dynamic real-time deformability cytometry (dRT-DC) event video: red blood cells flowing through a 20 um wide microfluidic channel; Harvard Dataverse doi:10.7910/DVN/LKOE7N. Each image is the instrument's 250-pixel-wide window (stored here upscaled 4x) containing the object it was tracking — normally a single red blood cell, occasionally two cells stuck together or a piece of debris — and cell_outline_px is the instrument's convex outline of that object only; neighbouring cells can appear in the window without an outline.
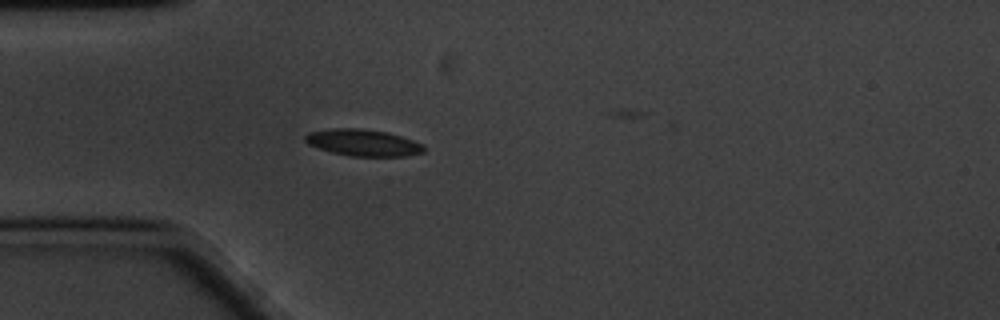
{"species": "common noctule bat (a hibernating species)", "species_latin": "Nyctalus noctula", "temperature_condition": "cold", "stored_images_in_passage": 34, "camera_frame_rate_fps": 3000, "um_per_image_px": 0.085, "animal": {"sex": "male", "body_mass_g": 20.1, "forearm_length_mm": 53.5}, "frame": {"image": 1, "passage_image": 1, "time_ms": 0.0, "image_size_px": [1000, 320], "cell_outline_px": [[424, 152], [408, 156], [348, 156], [332, 152], [308, 144], [304, 140], [304, 136], [308, 132], [332, 128], [360, 128], [388, 132], [424, 144]], "centroid_in_image_um": [30.86, 12.12], "position_along_channel_um": 54.1, "area_um2": 18.5}}
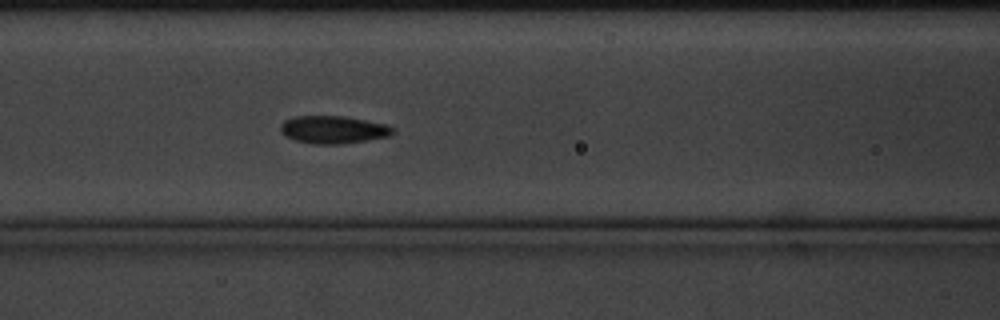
{"frame": {"image": 2, "passage_image": 9, "time_ms": 2.667, "image_size_px": [1000, 320], "cell_outline_px": [[392, 132], [388, 136], [340, 144], [312, 144], [296, 140], [284, 136], [280, 132], [280, 124], [284, 120], [292, 116], [344, 116], [388, 124], [392, 128]], "centroid_in_image_um": [28.25, 11.01], "position_along_channel_um": 138.3, "area_um2": 18.09}}
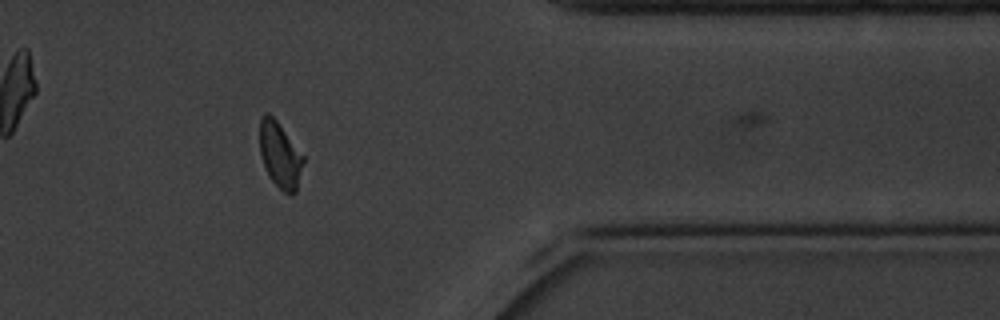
{"frame": {"image": 3, "passage_image": 33, "time_ms": 10.667, "image_size_px": [1000, 320], "cell_outline_px": [[304, 164], [296, 192], [292, 196], [284, 192], [268, 176], [260, 152], [260, 120], [264, 112], [268, 112], [276, 120], [304, 156]], "centroid_in_image_um": [23.81, 13.19], "position_along_channel_um": 387.6, "area_um2": 16.65}}